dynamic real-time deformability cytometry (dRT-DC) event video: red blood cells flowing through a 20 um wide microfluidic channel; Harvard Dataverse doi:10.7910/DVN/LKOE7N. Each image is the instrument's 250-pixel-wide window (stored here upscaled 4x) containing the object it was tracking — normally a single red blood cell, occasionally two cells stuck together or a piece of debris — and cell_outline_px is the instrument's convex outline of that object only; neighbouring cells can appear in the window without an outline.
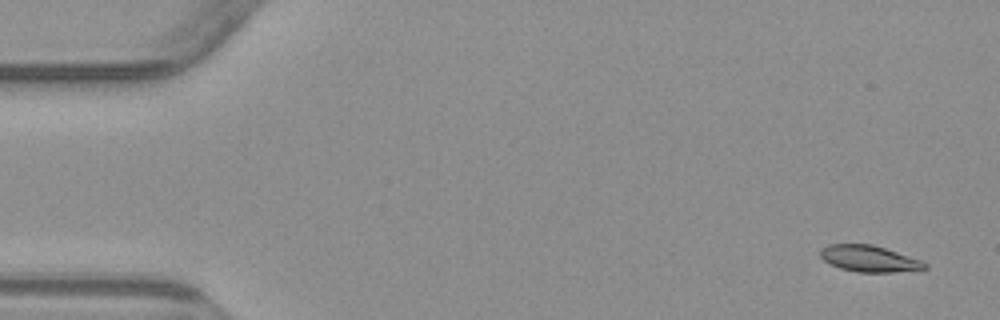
{"species": "common noctule bat (a hibernating species)", "species_latin": "Nyctalus noctula", "temperature_condition": "warm", "stored_images_in_passage": 5, "camera_frame_rate_fps": 3000, "um_per_image_px": 0.085, "animal": {"sex": "male", "body_mass_g": 23.1, "forearm_length_mm": 52.7}, "frame": {"image": 1, "passage_image": 1, "time_ms": 0.0, "image_size_px": [1000, 320], "cell_outline_px": [[928, 268], [892, 272], [856, 272], [840, 268], [824, 260], [820, 256], [820, 248], [828, 244], [872, 244], [920, 260], [928, 264]], "centroid_in_image_um": [73.84, 21.98], "position_along_channel_um": 11.2, "area_um2": 15.84}}